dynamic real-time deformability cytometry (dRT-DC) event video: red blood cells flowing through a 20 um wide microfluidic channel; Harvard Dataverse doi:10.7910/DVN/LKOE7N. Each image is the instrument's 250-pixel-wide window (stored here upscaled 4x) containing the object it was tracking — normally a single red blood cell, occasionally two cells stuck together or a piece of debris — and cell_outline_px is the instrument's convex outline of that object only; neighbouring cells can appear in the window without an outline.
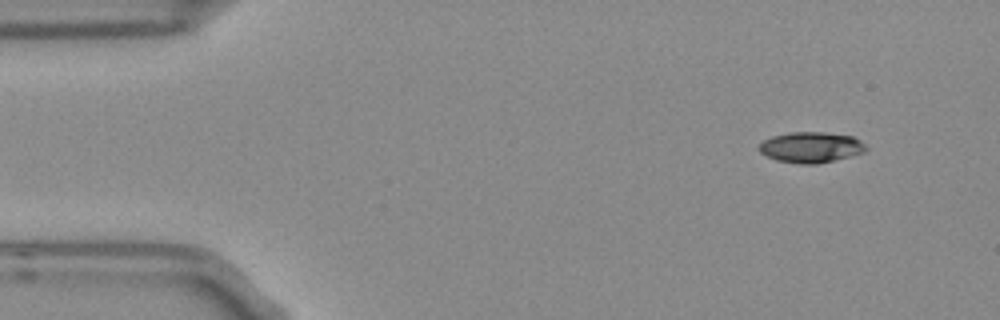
{"species": "Egyptian fruit bat (a non-hibernating species)", "species_latin": "Rousettus aegyptiacus", "temperature_condition": "room temperature", "stored_images_in_passage": 3, "camera_frame_rate_fps": 3000, "um_per_image_px": 0.085, "frame": {"image": 1, "passage_image": 1, "time_ms": 0.0, "image_size_px": [1000, 320], "cell_outline_px": [[868, 148], [864, 152], [816, 164], [800, 164], [776, 160], [760, 152], [756, 148], [764, 140], [772, 136], [788, 132], [824, 132], [852, 136], [860, 140]], "centroid_in_image_um": [68.9, 12.51], "position_along_channel_um": 16.1, "area_um2": 19.02}}